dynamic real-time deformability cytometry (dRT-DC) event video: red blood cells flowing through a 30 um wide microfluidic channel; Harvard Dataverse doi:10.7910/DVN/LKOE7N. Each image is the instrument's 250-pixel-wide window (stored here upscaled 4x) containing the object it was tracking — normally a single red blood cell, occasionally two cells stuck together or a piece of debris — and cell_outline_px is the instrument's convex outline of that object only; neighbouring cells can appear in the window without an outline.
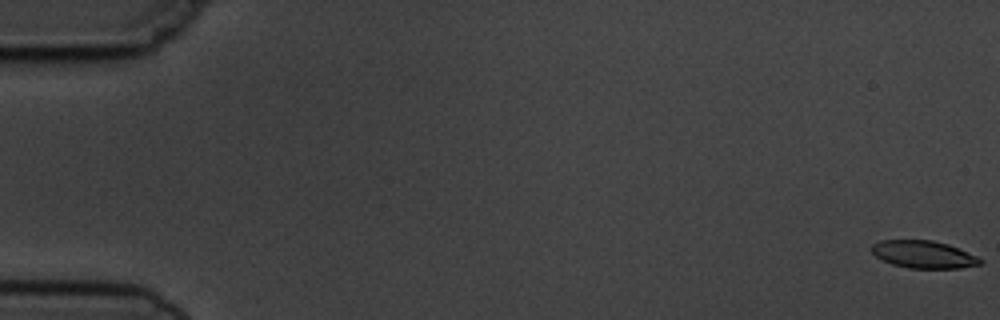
{"species": "common noctule bat (a hibernating species)", "species_latin": "Nyctalus noctula", "temperature_condition": "cold", "stored_images_in_passage": 3, "camera_frame_rate_fps": 3000, "um_per_image_px": 0.085, "animal": {"sex": "male", "body_mass_g": 19.5, "forearm_length_mm": 54.6}, "frame": {"image": 1, "passage_image": 1, "time_ms": 0.0, "image_size_px": [1000, 320], "cell_outline_px": [[984, 260], [980, 264], [960, 268], [908, 268], [892, 264], [876, 256], [872, 252], [872, 244], [880, 240], [932, 240], [948, 244], [976, 256]], "centroid_in_image_um": [78.5, 21.62], "position_along_channel_um": 6.5, "area_um2": 17.22}}